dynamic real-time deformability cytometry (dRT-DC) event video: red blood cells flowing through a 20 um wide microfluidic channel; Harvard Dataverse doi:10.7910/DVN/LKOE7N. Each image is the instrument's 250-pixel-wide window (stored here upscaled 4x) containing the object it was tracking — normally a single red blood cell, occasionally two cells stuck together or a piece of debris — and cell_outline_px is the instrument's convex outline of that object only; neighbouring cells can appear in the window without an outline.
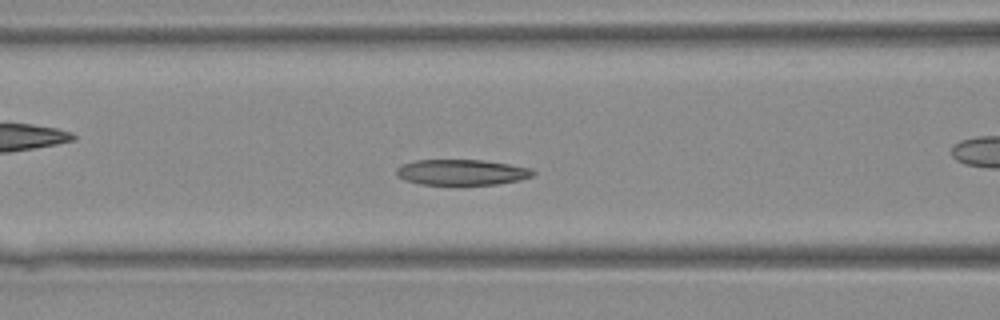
{"species": "Egyptian fruit bat (a non-hibernating species)", "species_latin": "Rousettus aegyptiacus", "temperature_condition": "warm", "stored_images_in_passage": 28, "camera_frame_rate_fps": 3000, "um_per_image_px": 0.085, "animal": {"sex": "female"}, "frame": {"image": 1, "passage_image": 9, "time_ms": 2.667, "image_size_px": [1000, 320], "cell_outline_px": [[536, 172], [532, 176], [520, 180], [496, 184], [460, 188], [456, 188], [420, 184], [404, 180], [396, 176], [396, 168], [400, 164], [416, 160], [484, 160], [532, 168]], "centroid_in_image_um": [39.2, 14.69], "position_along_channel_um": 127.4, "area_um2": 21.62}}